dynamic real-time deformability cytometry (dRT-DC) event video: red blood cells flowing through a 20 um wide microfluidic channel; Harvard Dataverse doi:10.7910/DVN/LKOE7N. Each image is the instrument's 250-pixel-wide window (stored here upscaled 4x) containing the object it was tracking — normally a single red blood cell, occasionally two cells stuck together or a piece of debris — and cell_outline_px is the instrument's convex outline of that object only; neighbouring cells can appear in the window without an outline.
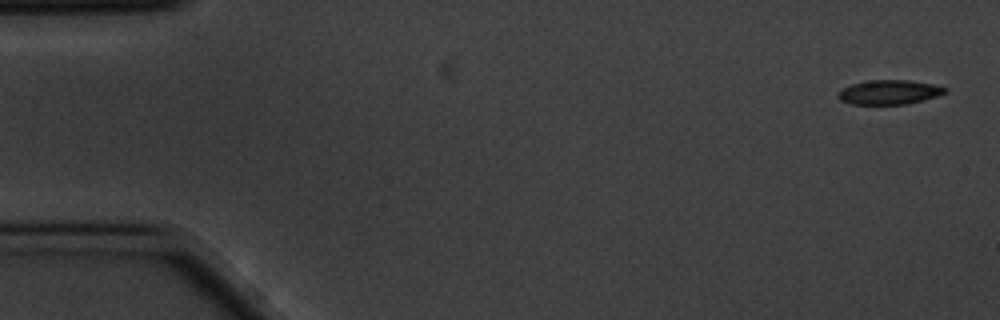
{"species": "common noctule bat (a hibernating species)", "species_latin": "Nyctalus noctula", "temperature_condition": "cold", "stored_images_in_passage": 5, "camera_frame_rate_fps": 3000, "um_per_image_px": 0.085, "animal": {"sex": "male", "body_mass_g": 20.1, "forearm_length_mm": 53.5}, "frame": {"image": 1, "passage_image": 1, "time_ms": 0.0, "image_size_px": [1000, 320], "cell_outline_px": [[948, 92], [924, 100], [908, 104], [852, 104], [840, 100], [836, 96], [844, 88], [852, 84], [872, 80], [908, 80], [932, 84], [948, 88]], "centroid_in_image_um": [75.62, 7.84], "position_along_channel_um": 9.4, "area_um2": 15.09}}
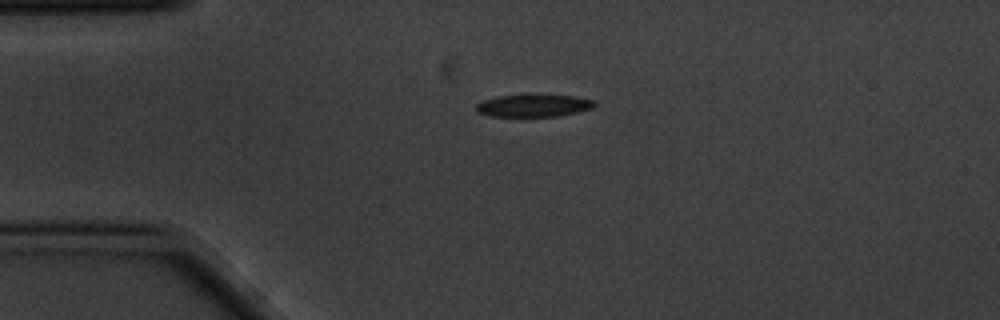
{"frame": {"image": 2, "passage_image": 4, "time_ms": 1.0, "image_size_px": [1000, 320], "cell_outline_px": [[596, 104], [592, 108], [560, 116], [488, 116], [476, 112], [476, 104], [484, 100], [496, 96], [576, 96], [596, 100]], "centroid_in_image_um": [45.35, 8.99], "position_along_channel_um": 39.6, "area_um2": 15.14}}